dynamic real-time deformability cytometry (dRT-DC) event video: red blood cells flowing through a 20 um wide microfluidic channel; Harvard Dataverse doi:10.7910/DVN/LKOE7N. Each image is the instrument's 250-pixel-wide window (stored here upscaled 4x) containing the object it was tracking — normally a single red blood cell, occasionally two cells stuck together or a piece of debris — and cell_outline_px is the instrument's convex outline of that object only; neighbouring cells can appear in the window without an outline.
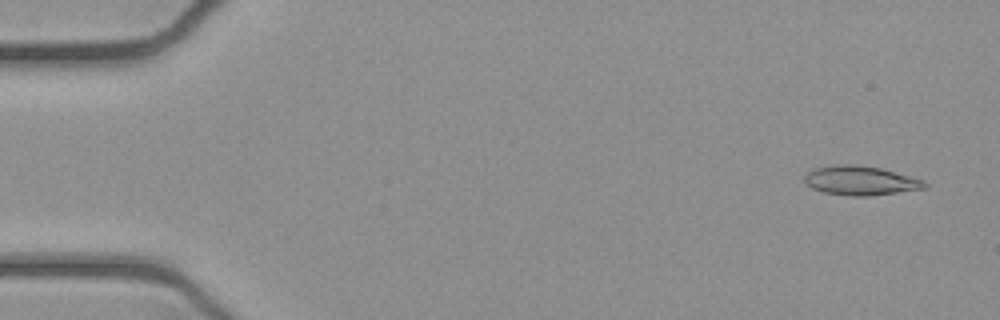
{"species": "common noctule bat (a hibernating species)", "species_latin": "Nyctalus noctula", "temperature_condition": "cold", "stored_images_in_passage": 52, "camera_frame_rate_fps": 3000, "um_per_image_px": 0.085, "animal": {"sex": "female", "body_mass_g": 21.9}, "frame": {"image": 1, "passage_image": 3, "time_ms": 0.667, "image_size_px": [1000, 320], "cell_outline_px": [[928, 184], [924, 188], [868, 196], [852, 196], [824, 192], [812, 188], [804, 180], [804, 176], [808, 172], [816, 168], [840, 164], [856, 164], [880, 168], [924, 180]], "centroid_in_image_um": [73.13, 15.34], "position_along_channel_um": 11.9, "area_um2": 20.11}}
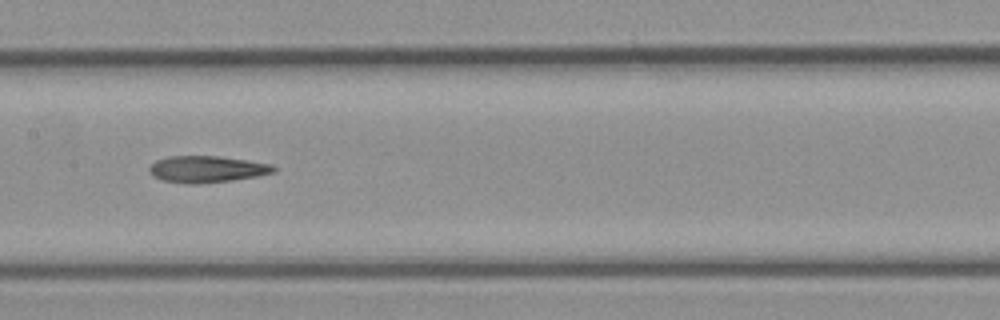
{"frame": {"image": 2, "passage_image": 26, "time_ms": 8.333, "image_size_px": [1000, 320], "cell_outline_px": [[276, 172], [260, 176], [232, 180], [196, 184], [184, 184], [164, 180], [152, 176], [148, 172], [148, 168], [156, 160], [168, 156], [220, 156], [272, 164], [276, 168]], "centroid_in_image_um": [17.59, 14.38], "position_along_channel_um": 189.8, "area_um2": 19.48}}
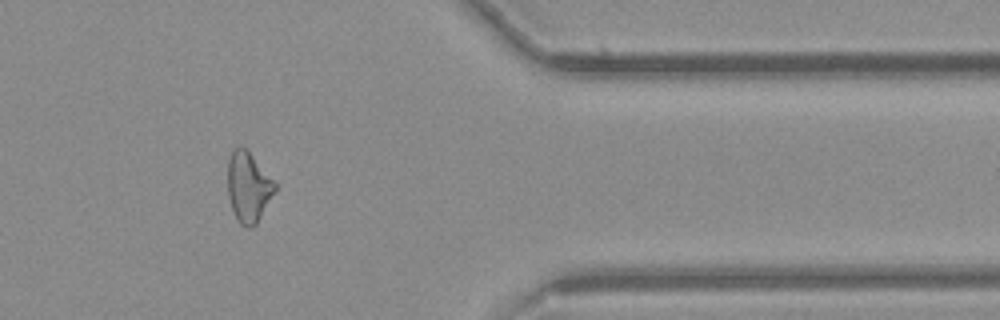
{"frame": {"image": 3, "passage_image": 43, "time_ms": 14.0, "image_size_px": [1000, 320], "cell_outline_px": [[276, 188], [256, 224], [252, 228], [248, 228], [240, 224], [236, 220], [228, 196], [228, 160], [232, 152], [240, 144], [252, 156], [276, 184]], "centroid_in_image_um": [21.08, 15.93], "position_along_channel_um": 390.3, "area_um2": 18.84}, "authors_computed_cell_mechanics": {"area_um2": 19.7676, "velocity_mm_per_s": 3.9279, "shape_relaxation_time_tau1_ms": null, "shape_relaxation_time_tau2_ms": 9.3249, "deformation_change_tau1": null, "deformation_change_tau2": 0.2269}}